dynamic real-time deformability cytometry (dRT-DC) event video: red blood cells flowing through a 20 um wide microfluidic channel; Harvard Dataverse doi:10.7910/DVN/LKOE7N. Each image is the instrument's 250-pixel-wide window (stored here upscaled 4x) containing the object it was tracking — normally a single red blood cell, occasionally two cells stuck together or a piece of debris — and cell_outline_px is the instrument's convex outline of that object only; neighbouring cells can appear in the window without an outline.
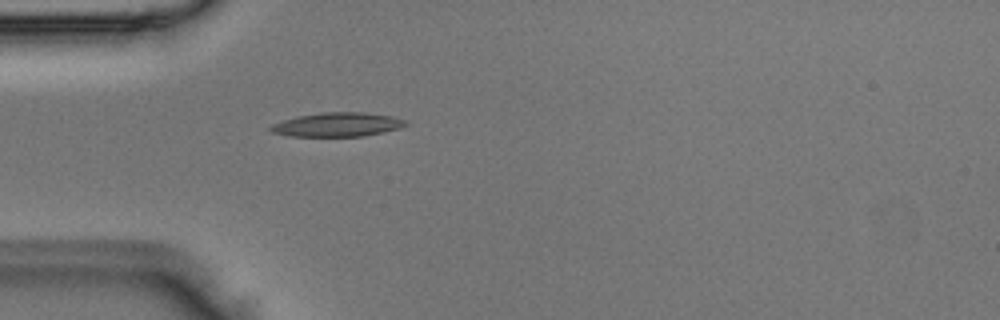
{"species": "Egyptian fruit bat (a non-hibernating species)", "species_latin": "Rousettus aegyptiacus", "temperature_condition": "room temperature", "stored_images_in_passage": 1, "camera_frame_rate_fps": 3000, "um_per_image_px": 0.085, "animal": {"sex": "male"}, "frame": {"image": 1, "passage_image": 1, "time_ms": 0.0, "image_size_px": [1000, 320], "cell_outline_px": [[408, 124], [396, 128], [364, 136], [288, 136], [272, 132], [268, 128], [272, 124], [284, 120], [300, 116], [324, 112], [364, 112], [392, 116], [404, 120]], "centroid_in_image_um": [28.64, 10.59], "position_along_channel_um": 56.4, "area_um2": 18.55}}